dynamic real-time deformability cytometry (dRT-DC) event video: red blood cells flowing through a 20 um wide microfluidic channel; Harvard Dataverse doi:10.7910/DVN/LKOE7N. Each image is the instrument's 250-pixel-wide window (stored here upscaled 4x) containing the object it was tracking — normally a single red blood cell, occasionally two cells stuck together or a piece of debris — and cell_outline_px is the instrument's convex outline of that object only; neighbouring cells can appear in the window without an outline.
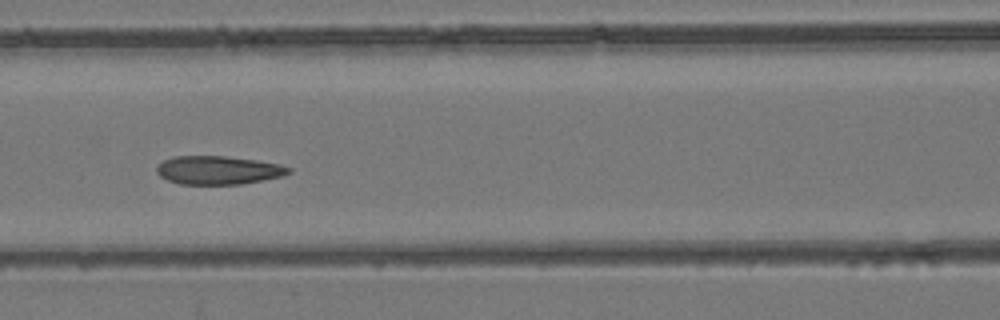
{"species": "common noctule bat (a hibernating species)", "species_latin": "Nyctalus noctula", "temperature_condition": "room temperature", "stored_images_in_passage": 6, "camera_frame_rate_fps": 3000, "um_per_image_px": 0.085, "animal": {"sex": "female", "body_mass_g": 24.6, "forearm_length_mm": 56.2}, "frame": {"image": 1, "passage_image": 4, "time_ms": 4.333, "image_size_px": [1000, 320], "cell_outline_px": [[292, 172], [284, 176], [240, 184], [180, 184], [168, 180], [160, 176], [156, 172], [156, 168], [164, 160], [172, 156], [224, 156], [256, 160], [280, 164], [292, 168]], "centroid_in_image_um": [18.57, 14.46], "position_along_channel_um": 148.0, "area_um2": 21.91}}
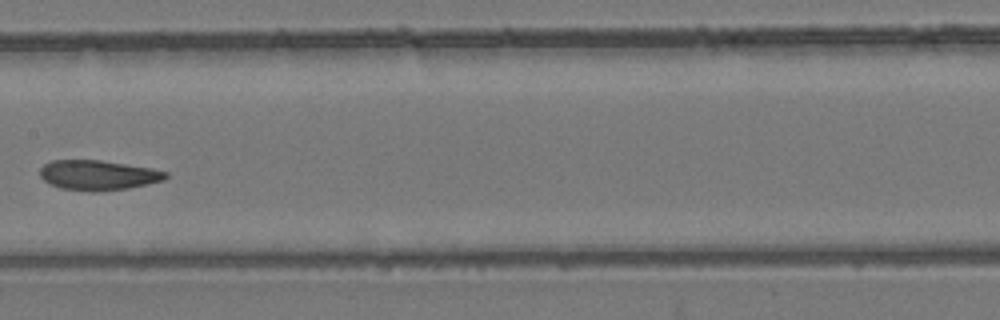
{"frame": {"image": 2, "passage_image": 5, "time_ms": 5.667, "image_size_px": [1000, 320], "cell_outline_px": [[168, 176], [164, 180], [148, 184], [128, 188], [96, 192], [60, 188], [48, 184], [40, 176], [40, 168], [44, 164], [52, 160], [100, 160], [152, 168], [168, 172]], "centroid_in_image_um": [8.33, 14.89], "position_along_channel_um": 199.1, "area_um2": 22.02}}
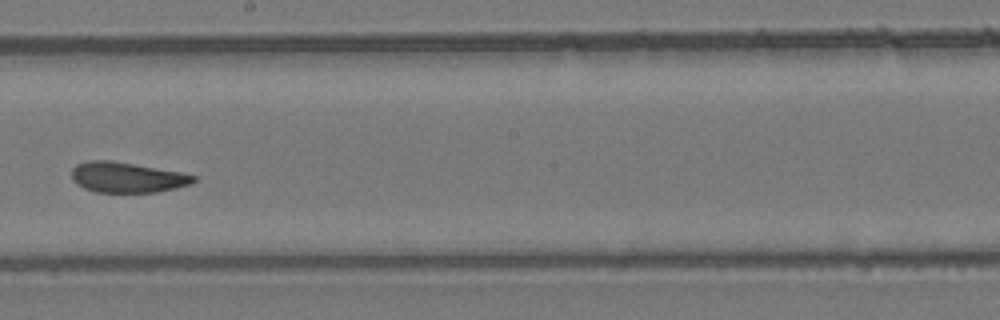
{"frame": {"image": 3, "passage_image": 6, "time_ms": 6.667, "image_size_px": [1000, 320], "cell_outline_px": [[196, 180], [192, 184], [160, 192], [96, 192], [84, 188], [72, 180], [72, 168], [76, 164], [88, 160], [112, 160], [180, 172], [196, 176]], "centroid_in_image_um": [10.8, 15.07], "position_along_channel_um": 237.4, "area_um2": 21.68}}